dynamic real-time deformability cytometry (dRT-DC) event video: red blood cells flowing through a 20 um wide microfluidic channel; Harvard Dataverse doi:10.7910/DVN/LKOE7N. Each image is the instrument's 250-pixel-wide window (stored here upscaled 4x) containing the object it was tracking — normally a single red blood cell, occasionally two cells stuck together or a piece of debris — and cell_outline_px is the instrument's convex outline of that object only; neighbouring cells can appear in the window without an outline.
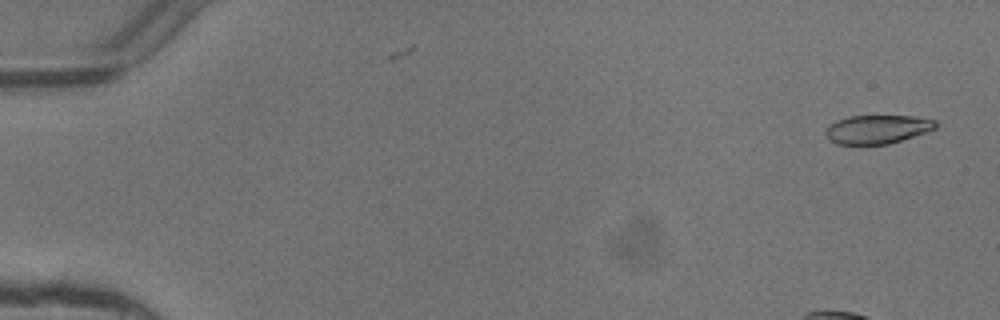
{"species": "common noctule bat (a hibernating species)", "species_latin": "Nyctalus noctula", "temperature_condition": "warm", "stored_images_in_passage": 2, "camera_frame_rate_fps": 3000, "um_per_image_px": 0.085, "animal": {"sex": "female"}, "frame": {"image": 1, "passage_image": 1, "time_ms": 0.0, "image_size_px": [1000, 320], "cell_outline_px": [[936, 128], [888, 144], [836, 144], [828, 140], [824, 132], [836, 120], [848, 116], [912, 116], [936, 120]], "centroid_in_image_um": [74.53, 10.99], "position_along_channel_um": 10.5, "area_um2": 18.15}}